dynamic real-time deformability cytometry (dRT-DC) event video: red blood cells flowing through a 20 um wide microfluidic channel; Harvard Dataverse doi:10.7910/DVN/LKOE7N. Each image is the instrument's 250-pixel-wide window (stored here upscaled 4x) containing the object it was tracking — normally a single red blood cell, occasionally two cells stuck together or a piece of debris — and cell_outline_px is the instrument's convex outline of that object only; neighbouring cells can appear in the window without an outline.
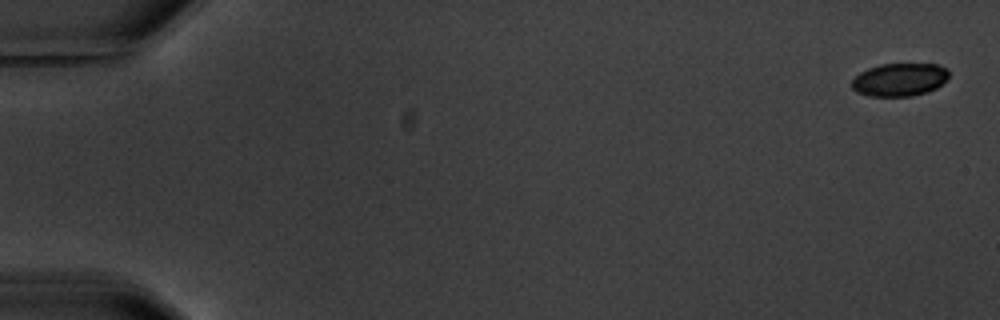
{"species": "common noctule bat (a hibernating species)", "species_latin": "Nyctalus noctula", "temperature_condition": "warm", "stored_images_in_passage": 10, "camera_frame_rate_fps": 3000, "um_per_image_px": 0.085, "animal": {"sex": "male", "body_mass_g": 20.1, "forearm_length_mm": 53.5}, "frame": {"image": 1, "passage_image": 1, "time_ms": 0.0, "image_size_px": [1000, 320], "cell_outline_px": [[948, 80], [936, 88], [928, 92], [912, 96], [868, 96], [856, 92], [852, 88], [852, 80], [860, 72], [868, 68], [880, 64], [936, 64], [948, 68]], "centroid_in_image_um": [76.48, 6.77], "position_along_channel_um": 8.5, "area_um2": 18.84}}
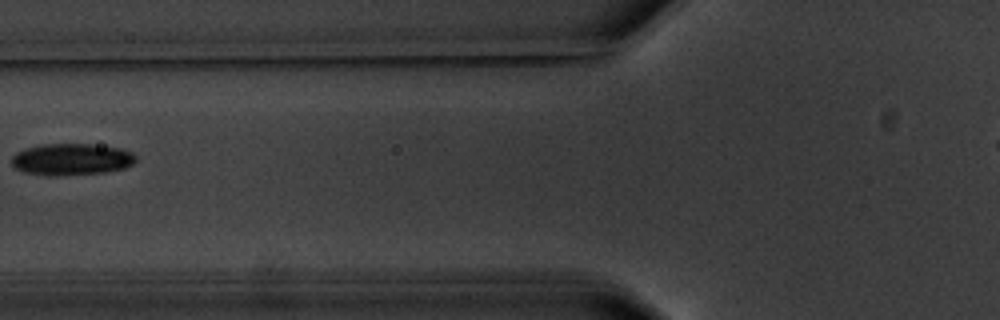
{"frame": {"image": 2, "passage_image": 6, "time_ms": 7.667, "image_size_px": [1000, 320], "cell_outline_px": [[136, 160], [132, 164], [124, 168], [104, 172], [24, 172], [16, 168], [12, 164], [12, 156], [16, 152], [28, 148], [44, 144], [88, 144], [120, 148], [132, 152], [136, 156]], "centroid_in_image_um": [6.14, 13.48], "position_along_channel_um": 119.7, "area_um2": 21.56}}
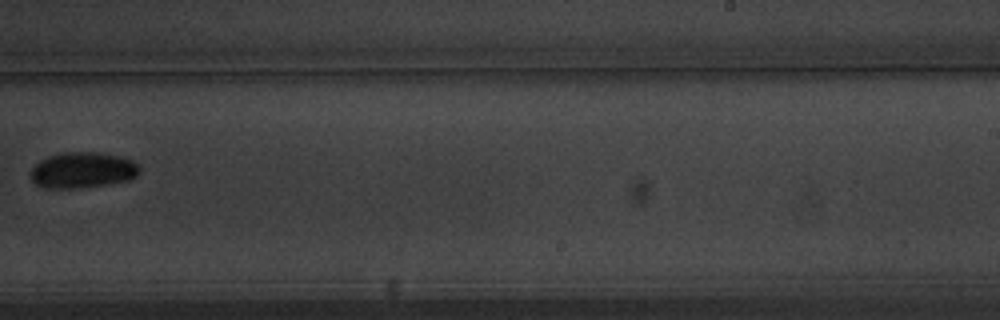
{"frame": {"image": 3, "passage_image": 10, "time_ms": 12.333, "image_size_px": [1000, 320], "cell_outline_px": [[140, 172], [136, 176], [128, 180], [80, 188], [44, 188], [36, 184], [32, 180], [28, 172], [40, 160], [48, 156], [64, 152], [96, 152], [116, 156], [132, 160], [140, 168]], "centroid_in_image_um": [6.97, 14.46], "position_along_channel_um": 282.0, "area_um2": 22.66}}